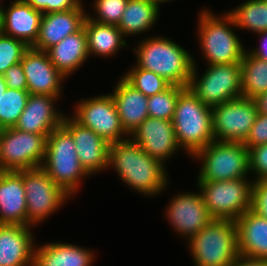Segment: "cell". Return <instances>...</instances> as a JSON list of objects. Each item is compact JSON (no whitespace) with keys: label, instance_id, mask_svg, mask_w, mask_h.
<instances>
[{"label":"cell","instance_id":"obj_1","mask_svg":"<svg viewBox=\"0 0 267 266\" xmlns=\"http://www.w3.org/2000/svg\"><path fill=\"white\" fill-rule=\"evenodd\" d=\"M110 167L115 169L125 185L144 196L159 195L165 192L163 190L169 184L167 167L150 157L130 138L110 143L108 168Z\"/></svg>","mask_w":267,"mask_h":266},{"label":"cell","instance_id":"obj_2","mask_svg":"<svg viewBox=\"0 0 267 266\" xmlns=\"http://www.w3.org/2000/svg\"><path fill=\"white\" fill-rule=\"evenodd\" d=\"M136 65L160 75L171 85L188 87L194 57L173 40L163 36H152L138 41Z\"/></svg>","mask_w":267,"mask_h":266},{"label":"cell","instance_id":"obj_3","mask_svg":"<svg viewBox=\"0 0 267 266\" xmlns=\"http://www.w3.org/2000/svg\"><path fill=\"white\" fill-rule=\"evenodd\" d=\"M172 123L177 143L188 156L192 157L215 140L212 107L200 101L189 87H184L179 93Z\"/></svg>","mask_w":267,"mask_h":266},{"label":"cell","instance_id":"obj_4","mask_svg":"<svg viewBox=\"0 0 267 266\" xmlns=\"http://www.w3.org/2000/svg\"><path fill=\"white\" fill-rule=\"evenodd\" d=\"M221 16L209 9L199 12L197 36L207 65L240 63L246 50L232 30L236 28L233 18L227 12Z\"/></svg>","mask_w":267,"mask_h":266},{"label":"cell","instance_id":"obj_5","mask_svg":"<svg viewBox=\"0 0 267 266\" xmlns=\"http://www.w3.org/2000/svg\"><path fill=\"white\" fill-rule=\"evenodd\" d=\"M41 168L69 196L77 193L86 176L90 177L80 164L71 133L63 125L48 135Z\"/></svg>","mask_w":267,"mask_h":266},{"label":"cell","instance_id":"obj_6","mask_svg":"<svg viewBox=\"0 0 267 266\" xmlns=\"http://www.w3.org/2000/svg\"><path fill=\"white\" fill-rule=\"evenodd\" d=\"M195 266H230L239 256L235 220H212L188 241Z\"/></svg>","mask_w":267,"mask_h":266},{"label":"cell","instance_id":"obj_7","mask_svg":"<svg viewBox=\"0 0 267 266\" xmlns=\"http://www.w3.org/2000/svg\"><path fill=\"white\" fill-rule=\"evenodd\" d=\"M192 157L202 164L196 181H228L250 174L249 151L243 143L213 140Z\"/></svg>","mask_w":267,"mask_h":266},{"label":"cell","instance_id":"obj_8","mask_svg":"<svg viewBox=\"0 0 267 266\" xmlns=\"http://www.w3.org/2000/svg\"><path fill=\"white\" fill-rule=\"evenodd\" d=\"M194 61L188 87L205 105L217 106L242 97L241 63L213 64L200 77Z\"/></svg>","mask_w":267,"mask_h":266},{"label":"cell","instance_id":"obj_9","mask_svg":"<svg viewBox=\"0 0 267 266\" xmlns=\"http://www.w3.org/2000/svg\"><path fill=\"white\" fill-rule=\"evenodd\" d=\"M197 181L203 202L213 219L236 220L251 208L253 181Z\"/></svg>","mask_w":267,"mask_h":266},{"label":"cell","instance_id":"obj_10","mask_svg":"<svg viewBox=\"0 0 267 266\" xmlns=\"http://www.w3.org/2000/svg\"><path fill=\"white\" fill-rule=\"evenodd\" d=\"M27 200V226L35 227L59 210L69 196L41 168L19 170Z\"/></svg>","mask_w":267,"mask_h":266},{"label":"cell","instance_id":"obj_11","mask_svg":"<svg viewBox=\"0 0 267 266\" xmlns=\"http://www.w3.org/2000/svg\"><path fill=\"white\" fill-rule=\"evenodd\" d=\"M47 138L16 128L0 130V171H19L42 166Z\"/></svg>","mask_w":267,"mask_h":266},{"label":"cell","instance_id":"obj_12","mask_svg":"<svg viewBox=\"0 0 267 266\" xmlns=\"http://www.w3.org/2000/svg\"><path fill=\"white\" fill-rule=\"evenodd\" d=\"M258 115L254 99L237 98L212 107L216 141L244 143Z\"/></svg>","mask_w":267,"mask_h":266},{"label":"cell","instance_id":"obj_13","mask_svg":"<svg viewBox=\"0 0 267 266\" xmlns=\"http://www.w3.org/2000/svg\"><path fill=\"white\" fill-rule=\"evenodd\" d=\"M73 115L78 123L92 129L108 143L121 142L129 138L121 125L111 93L81 99L77 102Z\"/></svg>","mask_w":267,"mask_h":266},{"label":"cell","instance_id":"obj_14","mask_svg":"<svg viewBox=\"0 0 267 266\" xmlns=\"http://www.w3.org/2000/svg\"><path fill=\"white\" fill-rule=\"evenodd\" d=\"M198 192L174 195L165 213L174 230L187 241L214 220L203 202L200 191Z\"/></svg>","mask_w":267,"mask_h":266},{"label":"cell","instance_id":"obj_15","mask_svg":"<svg viewBox=\"0 0 267 266\" xmlns=\"http://www.w3.org/2000/svg\"><path fill=\"white\" fill-rule=\"evenodd\" d=\"M150 157L165 162L176 154L179 147L172 120L146 118L129 136Z\"/></svg>","mask_w":267,"mask_h":266},{"label":"cell","instance_id":"obj_16","mask_svg":"<svg viewBox=\"0 0 267 266\" xmlns=\"http://www.w3.org/2000/svg\"><path fill=\"white\" fill-rule=\"evenodd\" d=\"M62 125L71 133L80 164L90 176L108 168L110 143L72 116L65 115Z\"/></svg>","mask_w":267,"mask_h":266},{"label":"cell","instance_id":"obj_17","mask_svg":"<svg viewBox=\"0 0 267 266\" xmlns=\"http://www.w3.org/2000/svg\"><path fill=\"white\" fill-rule=\"evenodd\" d=\"M20 63L27 79L29 94L61 98L62 82L67 78L56 69L45 51L29 47Z\"/></svg>","mask_w":267,"mask_h":266},{"label":"cell","instance_id":"obj_18","mask_svg":"<svg viewBox=\"0 0 267 266\" xmlns=\"http://www.w3.org/2000/svg\"><path fill=\"white\" fill-rule=\"evenodd\" d=\"M60 97L50 95L29 94L25 109L14 128L44 135L46 138L62 125L65 114L56 110L55 102Z\"/></svg>","mask_w":267,"mask_h":266},{"label":"cell","instance_id":"obj_19","mask_svg":"<svg viewBox=\"0 0 267 266\" xmlns=\"http://www.w3.org/2000/svg\"><path fill=\"white\" fill-rule=\"evenodd\" d=\"M0 0V31L32 47L38 38L43 13L23 0H14L6 9Z\"/></svg>","mask_w":267,"mask_h":266},{"label":"cell","instance_id":"obj_20","mask_svg":"<svg viewBox=\"0 0 267 266\" xmlns=\"http://www.w3.org/2000/svg\"><path fill=\"white\" fill-rule=\"evenodd\" d=\"M84 6L77 9L43 14L38 38L32 48L47 51L65 37L80 31L87 17Z\"/></svg>","mask_w":267,"mask_h":266},{"label":"cell","instance_id":"obj_21","mask_svg":"<svg viewBox=\"0 0 267 266\" xmlns=\"http://www.w3.org/2000/svg\"><path fill=\"white\" fill-rule=\"evenodd\" d=\"M31 228L0 224V266H33L36 245Z\"/></svg>","mask_w":267,"mask_h":266},{"label":"cell","instance_id":"obj_22","mask_svg":"<svg viewBox=\"0 0 267 266\" xmlns=\"http://www.w3.org/2000/svg\"><path fill=\"white\" fill-rule=\"evenodd\" d=\"M0 224L27 226V200L20 171H0Z\"/></svg>","mask_w":267,"mask_h":266},{"label":"cell","instance_id":"obj_23","mask_svg":"<svg viewBox=\"0 0 267 266\" xmlns=\"http://www.w3.org/2000/svg\"><path fill=\"white\" fill-rule=\"evenodd\" d=\"M121 125L130 136L148 118V97L121 77L111 94Z\"/></svg>","mask_w":267,"mask_h":266},{"label":"cell","instance_id":"obj_24","mask_svg":"<svg viewBox=\"0 0 267 266\" xmlns=\"http://www.w3.org/2000/svg\"><path fill=\"white\" fill-rule=\"evenodd\" d=\"M235 222L239 255L267 259V219L248 210Z\"/></svg>","mask_w":267,"mask_h":266},{"label":"cell","instance_id":"obj_25","mask_svg":"<svg viewBox=\"0 0 267 266\" xmlns=\"http://www.w3.org/2000/svg\"><path fill=\"white\" fill-rule=\"evenodd\" d=\"M56 69L66 78L79 70L88 59L87 35L84 27L65 37L46 51Z\"/></svg>","mask_w":267,"mask_h":266},{"label":"cell","instance_id":"obj_26","mask_svg":"<svg viewBox=\"0 0 267 266\" xmlns=\"http://www.w3.org/2000/svg\"><path fill=\"white\" fill-rule=\"evenodd\" d=\"M95 253L70 243L35 246L33 266H92Z\"/></svg>","mask_w":267,"mask_h":266},{"label":"cell","instance_id":"obj_27","mask_svg":"<svg viewBox=\"0 0 267 266\" xmlns=\"http://www.w3.org/2000/svg\"><path fill=\"white\" fill-rule=\"evenodd\" d=\"M83 27L90 56L110 57L116 55L119 49L127 47V41L116 25L99 23L86 17Z\"/></svg>","mask_w":267,"mask_h":266},{"label":"cell","instance_id":"obj_28","mask_svg":"<svg viewBox=\"0 0 267 266\" xmlns=\"http://www.w3.org/2000/svg\"><path fill=\"white\" fill-rule=\"evenodd\" d=\"M159 7L151 0H128L118 24L124 37L140 35L153 29L160 14Z\"/></svg>","mask_w":267,"mask_h":266},{"label":"cell","instance_id":"obj_29","mask_svg":"<svg viewBox=\"0 0 267 266\" xmlns=\"http://www.w3.org/2000/svg\"><path fill=\"white\" fill-rule=\"evenodd\" d=\"M242 68V97L255 98L267 91V62L244 52Z\"/></svg>","mask_w":267,"mask_h":266},{"label":"cell","instance_id":"obj_30","mask_svg":"<svg viewBox=\"0 0 267 266\" xmlns=\"http://www.w3.org/2000/svg\"><path fill=\"white\" fill-rule=\"evenodd\" d=\"M227 13L240 30L253 34L267 30V0H247Z\"/></svg>","mask_w":267,"mask_h":266},{"label":"cell","instance_id":"obj_31","mask_svg":"<svg viewBox=\"0 0 267 266\" xmlns=\"http://www.w3.org/2000/svg\"><path fill=\"white\" fill-rule=\"evenodd\" d=\"M29 96L28 90L7 88L0 96V130L13 128L23 110Z\"/></svg>","mask_w":267,"mask_h":266},{"label":"cell","instance_id":"obj_32","mask_svg":"<svg viewBox=\"0 0 267 266\" xmlns=\"http://www.w3.org/2000/svg\"><path fill=\"white\" fill-rule=\"evenodd\" d=\"M123 78L146 97L165 91L171 84L160 75L138 67L136 64L123 74Z\"/></svg>","mask_w":267,"mask_h":266},{"label":"cell","instance_id":"obj_33","mask_svg":"<svg viewBox=\"0 0 267 266\" xmlns=\"http://www.w3.org/2000/svg\"><path fill=\"white\" fill-rule=\"evenodd\" d=\"M183 86L170 85L165 91L148 97V116L172 120L176 103Z\"/></svg>","mask_w":267,"mask_h":266},{"label":"cell","instance_id":"obj_34","mask_svg":"<svg viewBox=\"0 0 267 266\" xmlns=\"http://www.w3.org/2000/svg\"><path fill=\"white\" fill-rule=\"evenodd\" d=\"M29 48L23 41L5 35L0 31V75L11 66L21 62Z\"/></svg>","mask_w":267,"mask_h":266},{"label":"cell","instance_id":"obj_35","mask_svg":"<svg viewBox=\"0 0 267 266\" xmlns=\"http://www.w3.org/2000/svg\"><path fill=\"white\" fill-rule=\"evenodd\" d=\"M127 3L128 0H95L93 13L96 15L88 13L87 17L99 23L118 26Z\"/></svg>","mask_w":267,"mask_h":266},{"label":"cell","instance_id":"obj_36","mask_svg":"<svg viewBox=\"0 0 267 266\" xmlns=\"http://www.w3.org/2000/svg\"><path fill=\"white\" fill-rule=\"evenodd\" d=\"M249 170L254 174L253 182L267 180V143L248 149Z\"/></svg>","mask_w":267,"mask_h":266},{"label":"cell","instance_id":"obj_37","mask_svg":"<svg viewBox=\"0 0 267 266\" xmlns=\"http://www.w3.org/2000/svg\"><path fill=\"white\" fill-rule=\"evenodd\" d=\"M267 143V114L257 115L253 126L243 143L248 149Z\"/></svg>","mask_w":267,"mask_h":266},{"label":"cell","instance_id":"obj_38","mask_svg":"<svg viewBox=\"0 0 267 266\" xmlns=\"http://www.w3.org/2000/svg\"><path fill=\"white\" fill-rule=\"evenodd\" d=\"M250 210L267 219V180L253 182Z\"/></svg>","mask_w":267,"mask_h":266},{"label":"cell","instance_id":"obj_39","mask_svg":"<svg viewBox=\"0 0 267 266\" xmlns=\"http://www.w3.org/2000/svg\"><path fill=\"white\" fill-rule=\"evenodd\" d=\"M8 88L27 90V79L21 63L9 67L3 74Z\"/></svg>","mask_w":267,"mask_h":266},{"label":"cell","instance_id":"obj_40","mask_svg":"<svg viewBox=\"0 0 267 266\" xmlns=\"http://www.w3.org/2000/svg\"><path fill=\"white\" fill-rule=\"evenodd\" d=\"M82 3V0H49L48 13L77 9Z\"/></svg>","mask_w":267,"mask_h":266},{"label":"cell","instance_id":"obj_41","mask_svg":"<svg viewBox=\"0 0 267 266\" xmlns=\"http://www.w3.org/2000/svg\"><path fill=\"white\" fill-rule=\"evenodd\" d=\"M259 37H261V43L258 47L253 48V50L249 49V53L263 61L267 62V30L256 33Z\"/></svg>","mask_w":267,"mask_h":266},{"label":"cell","instance_id":"obj_42","mask_svg":"<svg viewBox=\"0 0 267 266\" xmlns=\"http://www.w3.org/2000/svg\"><path fill=\"white\" fill-rule=\"evenodd\" d=\"M230 266H267V259L239 255Z\"/></svg>","mask_w":267,"mask_h":266},{"label":"cell","instance_id":"obj_43","mask_svg":"<svg viewBox=\"0 0 267 266\" xmlns=\"http://www.w3.org/2000/svg\"><path fill=\"white\" fill-rule=\"evenodd\" d=\"M259 114H267V91L253 98Z\"/></svg>","mask_w":267,"mask_h":266},{"label":"cell","instance_id":"obj_44","mask_svg":"<svg viewBox=\"0 0 267 266\" xmlns=\"http://www.w3.org/2000/svg\"><path fill=\"white\" fill-rule=\"evenodd\" d=\"M35 10L41 11L43 14L48 13L49 0H23Z\"/></svg>","mask_w":267,"mask_h":266},{"label":"cell","instance_id":"obj_45","mask_svg":"<svg viewBox=\"0 0 267 266\" xmlns=\"http://www.w3.org/2000/svg\"><path fill=\"white\" fill-rule=\"evenodd\" d=\"M7 88L8 87L6 85L5 78L3 75H0V96L6 91Z\"/></svg>","mask_w":267,"mask_h":266},{"label":"cell","instance_id":"obj_46","mask_svg":"<svg viewBox=\"0 0 267 266\" xmlns=\"http://www.w3.org/2000/svg\"><path fill=\"white\" fill-rule=\"evenodd\" d=\"M151 1H153V2H155V3H157V4L159 5V4L168 2V1L170 2V1H172V0H151Z\"/></svg>","mask_w":267,"mask_h":266}]
</instances>
